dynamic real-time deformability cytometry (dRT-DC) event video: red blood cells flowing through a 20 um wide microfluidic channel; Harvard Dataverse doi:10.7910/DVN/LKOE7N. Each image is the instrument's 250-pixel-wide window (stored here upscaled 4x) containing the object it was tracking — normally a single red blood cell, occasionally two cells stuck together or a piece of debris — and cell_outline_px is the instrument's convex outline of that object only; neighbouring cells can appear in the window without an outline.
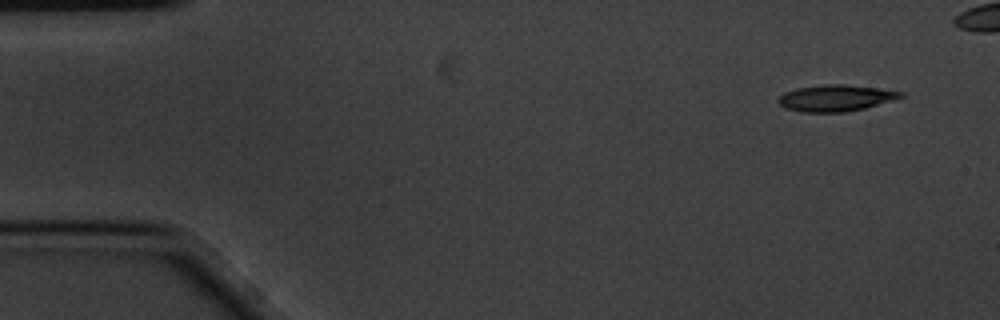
{"species": "common noctule bat (a hibernating species)", "species_latin": "Nyctalus noctula", "temperature_condition": "cold", "stored_images_in_passage": 4, "segment_of_instrument_passage": [2, 2], "camera_frame_rate_fps": 3000, "um_per_image_px": 0.085, "animal": {"sex": "male", "body_mass_g": 20.1, "forearm_length_mm": 53.5}, "frame": {"image": 1, "passage_image": 4, "time_ms": 1.0, "image_size_px": [1000, 320], "cell_outline_px": [[908, 96], [896, 100], [864, 108], [844, 112], [800, 112], [784, 108], [776, 100], [784, 92], [796, 88], [824, 84], [844, 84], [876, 88], [904, 92]], "centroid_in_image_um": [71.05, 8.33], "position_along_channel_um": 13.9, "area_um2": 19.07}}